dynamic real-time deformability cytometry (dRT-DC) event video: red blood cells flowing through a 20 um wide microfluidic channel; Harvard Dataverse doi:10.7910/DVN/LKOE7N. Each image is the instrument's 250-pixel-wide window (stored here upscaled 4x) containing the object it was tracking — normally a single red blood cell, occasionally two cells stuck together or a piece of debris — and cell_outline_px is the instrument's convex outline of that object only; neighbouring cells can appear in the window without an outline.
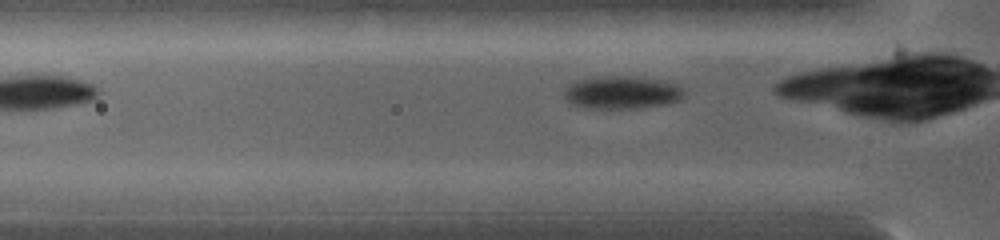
{"species": "common noctule bat (a hibernating species)", "species_latin": "Nyctalus noctula", "temperature_condition": "warm", "stored_images_in_passage": 8, "segment_of_instrument_passage": [2, 2], "camera_frame_rate_fps": 5000, "um_per_image_px": 0.085, "animal": {"sex": "female", "body_mass_g": 19.0, "forearm_length_mm": 53.3}, "frame": {"image": 1, "passage_image": 8, "time_ms": 3.6, "image_size_px": [1000, 240], "cell_outline_px": [[684, 96], [680, 100], [668, 104], [640, 108], [584, 108], [568, 104], [564, 96], [564, 92], [568, 84], [576, 80], [596, 76], [636, 76], [660, 80], [676, 84], [684, 88]], "centroid_in_image_um": [52.84, 7.86], "position_along_channel_um": 73.0, "area_um2": 23.47}}